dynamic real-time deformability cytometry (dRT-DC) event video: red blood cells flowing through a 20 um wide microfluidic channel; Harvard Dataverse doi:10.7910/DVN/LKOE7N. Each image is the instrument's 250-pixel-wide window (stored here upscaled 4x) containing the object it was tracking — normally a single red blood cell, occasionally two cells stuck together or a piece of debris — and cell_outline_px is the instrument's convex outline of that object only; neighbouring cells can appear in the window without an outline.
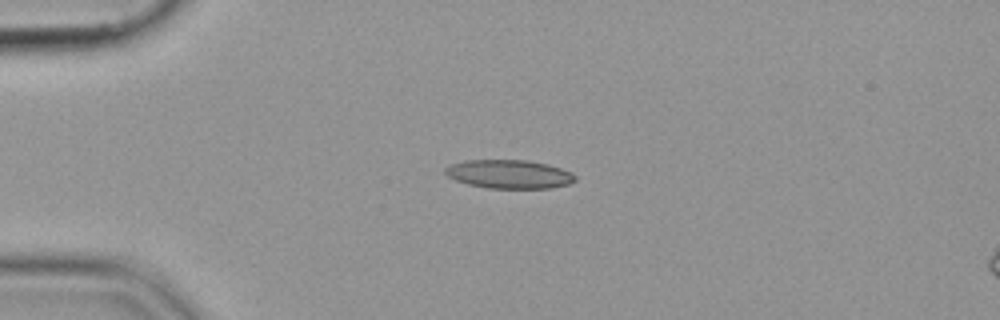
{"species": "common noctule bat (a hibernating species)", "species_latin": "Nyctalus noctula", "temperature_condition": "cold", "stored_images_in_passage": 42, "camera_frame_rate_fps": 3000, "um_per_image_px": 0.085, "animal": {"sex": "female", "body_mass_g": 19.9}, "frame": {"image": 1, "passage_image": 1, "time_ms": 0.0, "image_size_px": [1000, 320], "cell_outline_px": [[576, 180], [568, 184], [552, 188], [488, 188], [468, 184], [456, 180], [448, 176], [444, 172], [444, 168], [452, 164], [464, 160], [528, 160], [548, 164], [572, 172], [576, 176]], "centroid_in_image_um": [43.29, 14.8], "position_along_channel_um": 41.7, "area_um2": 21.73}}
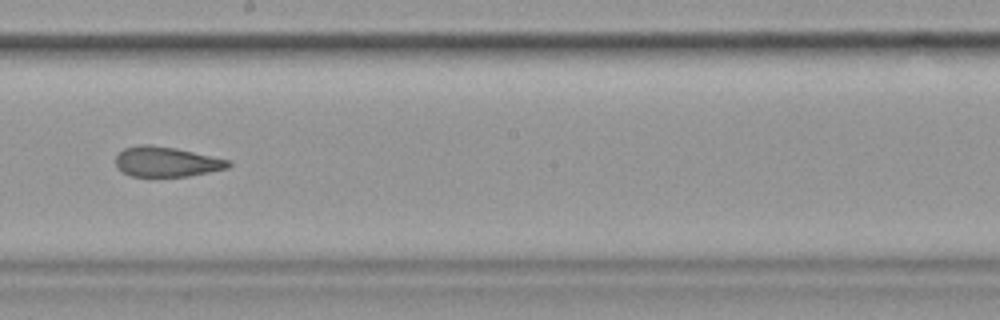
{"frame": {"image": 2, "passage_image": 19, "time_ms": 6.0, "image_size_px": [1000, 320], "cell_outline_px": [[232, 164], [228, 168], [188, 176], [132, 176], [116, 168], [116, 156], [124, 148], [136, 144], [152, 144], [176, 148], [228, 160]], "centroid_in_image_um": [14.11, 13.73], "position_along_channel_um": 234.1, "area_um2": 19.65}}
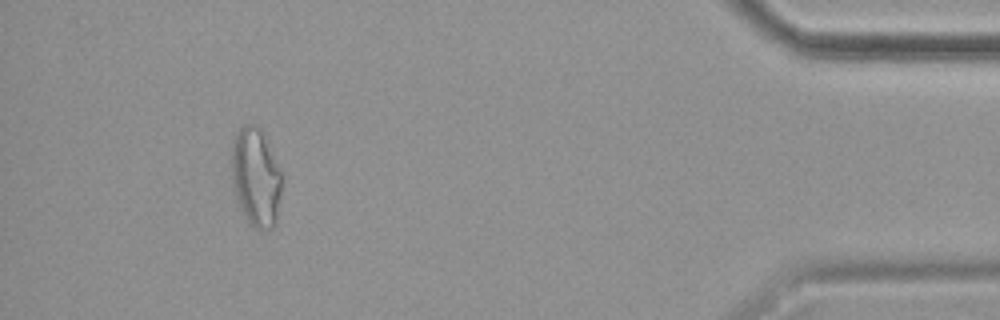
{"frame": {"image": 3, "passage_image": 38, "time_ms": 12.333, "image_size_px": [1000, 320], "cell_outline_px": [[280, 196], [276, 224], [272, 228], [260, 232], [252, 228], [240, 208], [232, 184], [228, 152], [232, 140], [236, 132], [244, 124], [256, 124], [260, 128], [268, 140], [280, 172]], "centroid_in_image_um": [21.69, 15.04], "position_along_channel_um": 413.5, "area_um2": 29.71}}